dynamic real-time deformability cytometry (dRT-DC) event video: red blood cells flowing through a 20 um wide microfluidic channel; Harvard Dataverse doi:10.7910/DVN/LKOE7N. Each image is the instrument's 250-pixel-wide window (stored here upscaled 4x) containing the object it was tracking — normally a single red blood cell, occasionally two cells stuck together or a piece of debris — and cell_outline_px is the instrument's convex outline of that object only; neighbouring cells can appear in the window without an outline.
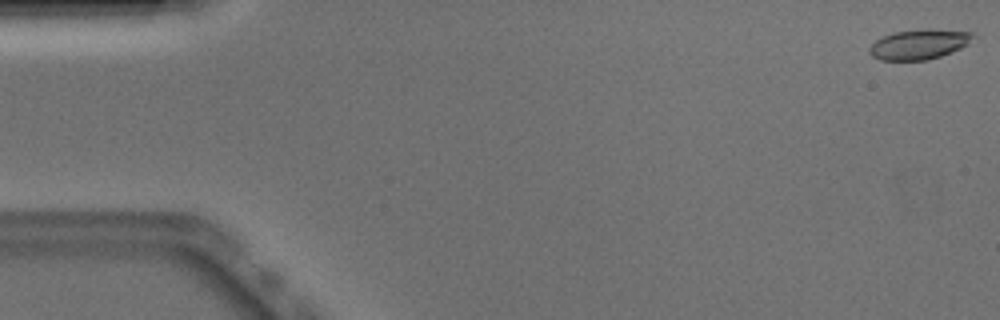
{"species": "Egyptian fruit bat (a non-hibernating species)", "species_latin": "Rousettus aegyptiacus", "temperature_condition": "warm", "stored_images_in_passage": 6, "camera_frame_rate_fps": 3000, "um_per_image_px": 0.085, "animal": {"sex": "male"}, "frame": {"image": 1, "passage_image": 1, "time_ms": 0.0, "image_size_px": [1000, 320], "cell_outline_px": [[972, 36], [968, 44], [960, 48], [940, 56], [928, 60], [880, 60], [872, 56], [868, 52], [868, 48], [876, 40], [892, 32], [928, 28], [972, 32]], "centroid_in_image_um": [78.08, 3.76], "position_along_channel_um": 6.9, "area_um2": 18.03}}